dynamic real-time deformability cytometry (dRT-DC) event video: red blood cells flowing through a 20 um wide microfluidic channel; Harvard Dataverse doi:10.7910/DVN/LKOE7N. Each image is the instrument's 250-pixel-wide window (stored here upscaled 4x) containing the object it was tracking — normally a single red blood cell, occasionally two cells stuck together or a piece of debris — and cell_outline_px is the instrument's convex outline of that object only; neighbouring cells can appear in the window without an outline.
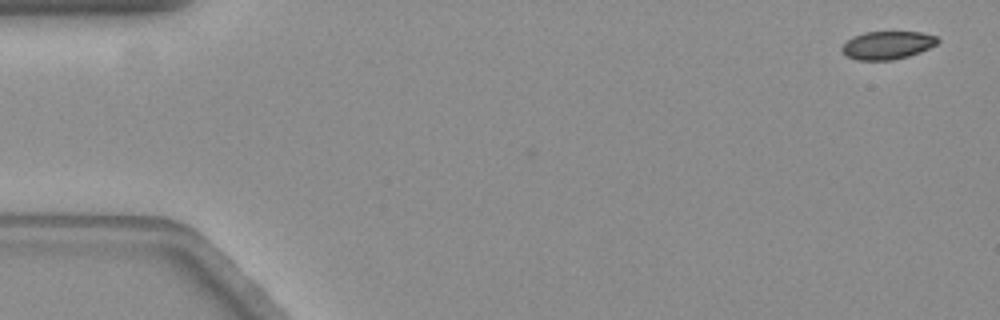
{"species": "common noctule bat (a hibernating species)", "species_latin": "Nyctalus noctula", "temperature_condition": "warm", "stored_images_in_passage": 4, "camera_frame_rate_fps": 3000, "um_per_image_px": 0.085, "animal": {"sex": "female", "body_mass_g": 19.3, "forearm_length_mm": 54.1}, "frame": {"image": 1, "passage_image": 1, "time_ms": 0.0, "image_size_px": [1000, 320], "cell_outline_px": [[940, 40], [936, 44], [920, 52], [908, 56], [892, 60], [856, 60], [840, 52], [840, 48], [852, 36], [864, 32], [920, 32], [936, 36]], "centroid_in_image_um": [75.4, 3.84], "position_along_channel_um": 9.6, "area_um2": 15.66}}